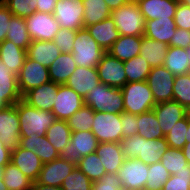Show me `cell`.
Instances as JSON below:
<instances>
[{"instance_id":"f6af8a7d","label":"cell","mask_w":190,"mask_h":190,"mask_svg":"<svg viewBox=\"0 0 190 190\" xmlns=\"http://www.w3.org/2000/svg\"><path fill=\"white\" fill-rule=\"evenodd\" d=\"M173 100L185 108L190 104V73L175 76Z\"/></svg>"},{"instance_id":"1f68e13d","label":"cell","mask_w":190,"mask_h":190,"mask_svg":"<svg viewBox=\"0 0 190 190\" xmlns=\"http://www.w3.org/2000/svg\"><path fill=\"white\" fill-rule=\"evenodd\" d=\"M26 57L27 51L16 46L13 42L5 39L0 43V59L15 75L20 72Z\"/></svg>"},{"instance_id":"94428289","label":"cell","mask_w":190,"mask_h":190,"mask_svg":"<svg viewBox=\"0 0 190 190\" xmlns=\"http://www.w3.org/2000/svg\"><path fill=\"white\" fill-rule=\"evenodd\" d=\"M183 154L185 159L187 160L188 164L190 165V142H187L184 147L182 148Z\"/></svg>"},{"instance_id":"db71d44e","label":"cell","mask_w":190,"mask_h":190,"mask_svg":"<svg viewBox=\"0 0 190 190\" xmlns=\"http://www.w3.org/2000/svg\"><path fill=\"white\" fill-rule=\"evenodd\" d=\"M169 46L183 49L190 47V30L176 28L175 34L173 35Z\"/></svg>"},{"instance_id":"f5cc1de1","label":"cell","mask_w":190,"mask_h":190,"mask_svg":"<svg viewBox=\"0 0 190 190\" xmlns=\"http://www.w3.org/2000/svg\"><path fill=\"white\" fill-rule=\"evenodd\" d=\"M174 22L177 28L190 30V7L178 3L176 13L174 15Z\"/></svg>"},{"instance_id":"30bf717a","label":"cell","mask_w":190,"mask_h":190,"mask_svg":"<svg viewBox=\"0 0 190 190\" xmlns=\"http://www.w3.org/2000/svg\"><path fill=\"white\" fill-rule=\"evenodd\" d=\"M27 32L32 41H53L60 25L53 14L34 12L25 18Z\"/></svg>"},{"instance_id":"8fae6325","label":"cell","mask_w":190,"mask_h":190,"mask_svg":"<svg viewBox=\"0 0 190 190\" xmlns=\"http://www.w3.org/2000/svg\"><path fill=\"white\" fill-rule=\"evenodd\" d=\"M148 172V165L134 158L124 160L117 175L123 190H144Z\"/></svg>"},{"instance_id":"3957f363","label":"cell","mask_w":190,"mask_h":190,"mask_svg":"<svg viewBox=\"0 0 190 190\" xmlns=\"http://www.w3.org/2000/svg\"><path fill=\"white\" fill-rule=\"evenodd\" d=\"M84 105L89 106L94 112L121 114L124 112L122 90L100 83L85 96Z\"/></svg>"},{"instance_id":"8992f818","label":"cell","mask_w":190,"mask_h":190,"mask_svg":"<svg viewBox=\"0 0 190 190\" xmlns=\"http://www.w3.org/2000/svg\"><path fill=\"white\" fill-rule=\"evenodd\" d=\"M116 24L117 30L123 36H143L146 20L143 18L138 3L127 2L110 15Z\"/></svg>"},{"instance_id":"f546056e","label":"cell","mask_w":190,"mask_h":190,"mask_svg":"<svg viewBox=\"0 0 190 190\" xmlns=\"http://www.w3.org/2000/svg\"><path fill=\"white\" fill-rule=\"evenodd\" d=\"M176 28L174 18L149 20L146 21L144 36L170 45V41L175 34Z\"/></svg>"},{"instance_id":"7c38bea8","label":"cell","mask_w":190,"mask_h":190,"mask_svg":"<svg viewBox=\"0 0 190 190\" xmlns=\"http://www.w3.org/2000/svg\"><path fill=\"white\" fill-rule=\"evenodd\" d=\"M175 76L164 66L152 67L146 82L151 89L155 104L173 100Z\"/></svg>"},{"instance_id":"2e32d148","label":"cell","mask_w":190,"mask_h":190,"mask_svg":"<svg viewBox=\"0 0 190 190\" xmlns=\"http://www.w3.org/2000/svg\"><path fill=\"white\" fill-rule=\"evenodd\" d=\"M52 113L58 120L67 121L77 110L84 106V99L72 88L60 85Z\"/></svg>"},{"instance_id":"816d5d0a","label":"cell","mask_w":190,"mask_h":190,"mask_svg":"<svg viewBox=\"0 0 190 190\" xmlns=\"http://www.w3.org/2000/svg\"><path fill=\"white\" fill-rule=\"evenodd\" d=\"M137 122H138L137 115L127 112L121 113V125L123 126L122 139L129 136L137 135L138 133Z\"/></svg>"},{"instance_id":"6f0895ef","label":"cell","mask_w":190,"mask_h":190,"mask_svg":"<svg viewBox=\"0 0 190 190\" xmlns=\"http://www.w3.org/2000/svg\"><path fill=\"white\" fill-rule=\"evenodd\" d=\"M11 159V149L0 140V167H5Z\"/></svg>"},{"instance_id":"5bb4252c","label":"cell","mask_w":190,"mask_h":190,"mask_svg":"<svg viewBox=\"0 0 190 190\" xmlns=\"http://www.w3.org/2000/svg\"><path fill=\"white\" fill-rule=\"evenodd\" d=\"M96 68L101 83L119 89L127 84L124 63L108 52L104 54Z\"/></svg>"},{"instance_id":"a7ac6f4b","label":"cell","mask_w":190,"mask_h":190,"mask_svg":"<svg viewBox=\"0 0 190 190\" xmlns=\"http://www.w3.org/2000/svg\"><path fill=\"white\" fill-rule=\"evenodd\" d=\"M185 52L187 53V55L189 57V65H190V47H188L187 49H185Z\"/></svg>"},{"instance_id":"2644e50d","label":"cell","mask_w":190,"mask_h":190,"mask_svg":"<svg viewBox=\"0 0 190 190\" xmlns=\"http://www.w3.org/2000/svg\"><path fill=\"white\" fill-rule=\"evenodd\" d=\"M139 1L141 0H129V2H136V3H138Z\"/></svg>"},{"instance_id":"cb8c5ba5","label":"cell","mask_w":190,"mask_h":190,"mask_svg":"<svg viewBox=\"0 0 190 190\" xmlns=\"http://www.w3.org/2000/svg\"><path fill=\"white\" fill-rule=\"evenodd\" d=\"M92 38L107 52L113 43L120 37L116 24L112 17H108L99 23L85 27Z\"/></svg>"},{"instance_id":"ffe728a7","label":"cell","mask_w":190,"mask_h":190,"mask_svg":"<svg viewBox=\"0 0 190 190\" xmlns=\"http://www.w3.org/2000/svg\"><path fill=\"white\" fill-rule=\"evenodd\" d=\"M10 162L34 182L38 179L44 164L33 151L21 148L20 146L11 149Z\"/></svg>"},{"instance_id":"91938a15","label":"cell","mask_w":190,"mask_h":190,"mask_svg":"<svg viewBox=\"0 0 190 190\" xmlns=\"http://www.w3.org/2000/svg\"><path fill=\"white\" fill-rule=\"evenodd\" d=\"M30 190H62V188L59 186H48L44 184H39L35 181L33 182Z\"/></svg>"},{"instance_id":"be15d7a7","label":"cell","mask_w":190,"mask_h":190,"mask_svg":"<svg viewBox=\"0 0 190 190\" xmlns=\"http://www.w3.org/2000/svg\"><path fill=\"white\" fill-rule=\"evenodd\" d=\"M9 105L2 99H0V111L7 108Z\"/></svg>"},{"instance_id":"4316f807","label":"cell","mask_w":190,"mask_h":190,"mask_svg":"<svg viewBox=\"0 0 190 190\" xmlns=\"http://www.w3.org/2000/svg\"><path fill=\"white\" fill-rule=\"evenodd\" d=\"M0 99L9 106L22 99L18 89L17 75L7 67L0 59Z\"/></svg>"},{"instance_id":"681fc988","label":"cell","mask_w":190,"mask_h":190,"mask_svg":"<svg viewBox=\"0 0 190 190\" xmlns=\"http://www.w3.org/2000/svg\"><path fill=\"white\" fill-rule=\"evenodd\" d=\"M75 30L60 28L54 37L53 42L57 45L61 53H71L76 37Z\"/></svg>"},{"instance_id":"ba28073f","label":"cell","mask_w":190,"mask_h":190,"mask_svg":"<svg viewBox=\"0 0 190 190\" xmlns=\"http://www.w3.org/2000/svg\"><path fill=\"white\" fill-rule=\"evenodd\" d=\"M99 141L92 131L72 132L70 142L65 146L60 157L77 165L83 156L94 153Z\"/></svg>"},{"instance_id":"7bdbcfd3","label":"cell","mask_w":190,"mask_h":190,"mask_svg":"<svg viewBox=\"0 0 190 190\" xmlns=\"http://www.w3.org/2000/svg\"><path fill=\"white\" fill-rule=\"evenodd\" d=\"M148 171V179L144 190H162L163 185L171 176L170 173L161 162L148 165Z\"/></svg>"},{"instance_id":"4fadbf2b","label":"cell","mask_w":190,"mask_h":190,"mask_svg":"<svg viewBox=\"0 0 190 190\" xmlns=\"http://www.w3.org/2000/svg\"><path fill=\"white\" fill-rule=\"evenodd\" d=\"M50 81L49 70L35 60L26 57L17 75L18 89L23 97L28 91Z\"/></svg>"},{"instance_id":"6da1fadb","label":"cell","mask_w":190,"mask_h":190,"mask_svg":"<svg viewBox=\"0 0 190 190\" xmlns=\"http://www.w3.org/2000/svg\"><path fill=\"white\" fill-rule=\"evenodd\" d=\"M124 159H138L146 165L160 162L161 157L169 149L165 137L145 139L139 135L129 136L121 142Z\"/></svg>"},{"instance_id":"d6986e66","label":"cell","mask_w":190,"mask_h":190,"mask_svg":"<svg viewBox=\"0 0 190 190\" xmlns=\"http://www.w3.org/2000/svg\"><path fill=\"white\" fill-rule=\"evenodd\" d=\"M100 78L96 67L84 68L77 66L74 73L68 78L65 85L72 88L83 99L89 91L100 84Z\"/></svg>"},{"instance_id":"6125c7cd","label":"cell","mask_w":190,"mask_h":190,"mask_svg":"<svg viewBox=\"0 0 190 190\" xmlns=\"http://www.w3.org/2000/svg\"><path fill=\"white\" fill-rule=\"evenodd\" d=\"M4 168L0 167V190H8L3 181Z\"/></svg>"},{"instance_id":"44dd1931","label":"cell","mask_w":190,"mask_h":190,"mask_svg":"<svg viewBox=\"0 0 190 190\" xmlns=\"http://www.w3.org/2000/svg\"><path fill=\"white\" fill-rule=\"evenodd\" d=\"M152 110L164 135L170 132L172 127L186 116L185 107L174 100L158 103Z\"/></svg>"},{"instance_id":"89a4df30","label":"cell","mask_w":190,"mask_h":190,"mask_svg":"<svg viewBox=\"0 0 190 190\" xmlns=\"http://www.w3.org/2000/svg\"><path fill=\"white\" fill-rule=\"evenodd\" d=\"M4 1L3 0H0V9L4 6Z\"/></svg>"},{"instance_id":"003e7915","label":"cell","mask_w":190,"mask_h":190,"mask_svg":"<svg viewBox=\"0 0 190 190\" xmlns=\"http://www.w3.org/2000/svg\"><path fill=\"white\" fill-rule=\"evenodd\" d=\"M186 110V117L190 118V104L185 108Z\"/></svg>"},{"instance_id":"484cf974","label":"cell","mask_w":190,"mask_h":190,"mask_svg":"<svg viewBox=\"0 0 190 190\" xmlns=\"http://www.w3.org/2000/svg\"><path fill=\"white\" fill-rule=\"evenodd\" d=\"M20 147L33 151L43 163L51 162L60 157L46 136L34 134L28 138H21Z\"/></svg>"},{"instance_id":"e0dca14e","label":"cell","mask_w":190,"mask_h":190,"mask_svg":"<svg viewBox=\"0 0 190 190\" xmlns=\"http://www.w3.org/2000/svg\"><path fill=\"white\" fill-rule=\"evenodd\" d=\"M75 166L74 163L63 159L62 157L44 163L36 182L48 186L61 187L63 181L68 175H70Z\"/></svg>"},{"instance_id":"ee69618b","label":"cell","mask_w":190,"mask_h":190,"mask_svg":"<svg viewBox=\"0 0 190 190\" xmlns=\"http://www.w3.org/2000/svg\"><path fill=\"white\" fill-rule=\"evenodd\" d=\"M188 130V118L185 116L179 120L171 131L165 135V139L170 148L182 149L186 142Z\"/></svg>"},{"instance_id":"83f0119b","label":"cell","mask_w":190,"mask_h":190,"mask_svg":"<svg viewBox=\"0 0 190 190\" xmlns=\"http://www.w3.org/2000/svg\"><path fill=\"white\" fill-rule=\"evenodd\" d=\"M168 44L141 36V49L139 55L146 59L150 67L163 66L167 56Z\"/></svg>"},{"instance_id":"e7e4bbea","label":"cell","mask_w":190,"mask_h":190,"mask_svg":"<svg viewBox=\"0 0 190 190\" xmlns=\"http://www.w3.org/2000/svg\"><path fill=\"white\" fill-rule=\"evenodd\" d=\"M186 142H190V118H188V130H187Z\"/></svg>"},{"instance_id":"7a4b0ae2","label":"cell","mask_w":190,"mask_h":190,"mask_svg":"<svg viewBox=\"0 0 190 190\" xmlns=\"http://www.w3.org/2000/svg\"><path fill=\"white\" fill-rule=\"evenodd\" d=\"M15 106L19 116L21 138H28L34 134L45 136L48 127L56 121L52 112L36 109L23 99Z\"/></svg>"},{"instance_id":"03108f58","label":"cell","mask_w":190,"mask_h":190,"mask_svg":"<svg viewBox=\"0 0 190 190\" xmlns=\"http://www.w3.org/2000/svg\"><path fill=\"white\" fill-rule=\"evenodd\" d=\"M178 2L190 7V0H178Z\"/></svg>"},{"instance_id":"9c48e42d","label":"cell","mask_w":190,"mask_h":190,"mask_svg":"<svg viewBox=\"0 0 190 190\" xmlns=\"http://www.w3.org/2000/svg\"><path fill=\"white\" fill-rule=\"evenodd\" d=\"M53 15L60 28L75 31L84 28V6L82 0H57Z\"/></svg>"},{"instance_id":"8d00e7d4","label":"cell","mask_w":190,"mask_h":190,"mask_svg":"<svg viewBox=\"0 0 190 190\" xmlns=\"http://www.w3.org/2000/svg\"><path fill=\"white\" fill-rule=\"evenodd\" d=\"M6 39L27 51L32 40L27 32L25 18L19 16L11 17Z\"/></svg>"},{"instance_id":"9f6ffc18","label":"cell","mask_w":190,"mask_h":190,"mask_svg":"<svg viewBox=\"0 0 190 190\" xmlns=\"http://www.w3.org/2000/svg\"><path fill=\"white\" fill-rule=\"evenodd\" d=\"M57 0H37V11L53 14Z\"/></svg>"},{"instance_id":"f1b7e54d","label":"cell","mask_w":190,"mask_h":190,"mask_svg":"<svg viewBox=\"0 0 190 190\" xmlns=\"http://www.w3.org/2000/svg\"><path fill=\"white\" fill-rule=\"evenodd\" d=\"M140 49L141 36L120 35L107 52L121 62H125L139 55Z\"/></svg>"},{"instance_id":"f35d334b","label":"cell","mask_w":190,"mask_h":190,"mask_svg":"<svg viewBox=\"0 0 190 190\" xmlns=\"http://www.w3.org/2000/svg\"><path fill=\"white\" fill-rule=\"evenodd\" d=\"M128 82L146 81L151 67L140 55L123 62Z\"/></svg>"},{"instance_id":"d590c367","label":"cell","mask_w":190,"mask_h":190,"mask_svg":"<svg viewBox=\"0 0 190 190\" xmlns=\"http://www.w3.org/2000/svg\"><path fill=\"white\" fill-rule=\"evenodd\" d=\"M137 121V135L156 140L165 137L153 110L137 115Z\"/></svg>"},{"instance_id":"603a6c76","label":"cell","mask_w":190,"mask_h":190,"mask_svg":"<svg viewBox=\"0 0 190 190\" xmlns=\"http://www.w3.org/2000/svg\"><path fill=\"white\" fill-rule=\"evenodd\" d=\"M95 153L100 157L107 174H117L125 160L121 143H99Z\"/></svg>"},{"instance_id":"7402d4cb","label":"cell","mask_w":190,"mask_h":190,"mask_svg":"<svg viewBox=\"0 0 190 190\" xmlns=\"http://www.w3.org/2000/svg\"><path fill=\"white\" fill-rule=\"evenodd\" d=\"M178 0H141L138 2L140 12L146 21L174 18Z\"/></svg>"},{"instance_id":"277c9868","label":"cell","mask_w":190,"mask_h":190,"mask_svg":"<svg viewBox=\"0 0 190 190\" xmlns=\"http://www.w3.org/2000/svg\"><path fill=\"white\" fill-rule=\"evenodd\" d=\"M73 59L77 66L97 67L106 51L92 38L86 28L78 29L73 43Z\"/></svg>"},{"instance_id":"b9f144b4","label":"cell","mask_w":190,"mask_h":190,"mask_svg":"<svg viewBox=\"0 0 190 190\" xmlns=\"http://www.w3.org/2000/svg\"><path fill=\"white\" fill-rule=\"evenodd\" d=\"M160 162L167 169L170 175H175L181 170H187V165H189L184 157L182 149L170 147L161 157Z\"/></svg>"},{"instance_id":"d4e9b609","label":"cell","mask_w":190,"mask_h":190,"mask_svg":"<svg viewBox=\"0 0 190 190\" xmlns=\"http://www.w3.org/2000/svg\"><path fill=\"white\" fill-rule=\"evenodd\" d=\"M61 52L53 41H31L27 49V57L49 68L60 56Z\"/></svg>"},{"instance_id":"ac0fdd59","label":"cell","mask_w":190,"mask_h":190,"mask_svg":"<svg viewBox=\"0 0 190 190\" xmlns=\"http://www.w3.org/2000/svg\"><path fill=\"white\" fill-rule=\"evenodd\" d=\"M58 89L59 84L49 81L28 91L22 99L36 109L52 112Z\"/></svg>"},{"instance_id":"836d02e7","label":"cell","mask_w":190,"mask_h":190,"mask_svg":"<svg viewBox=\"0 0 190 190\" xmlns=\"http://www.w3.org/2000/svg\"><path fill=\"white\" fill-rule=\"evenodd\" d=\"M71 134L72 131L67 121L56 119V121L48 127L45 136L57 152L61 154L65 146L70 142Z\"/></svg>"},{"instance_id":"74e56055","label":"cell","mask_w":190,"mask_h":190,"mask_svg":"<svg viewBox=\"0 0 190 190\" xmlns=\"http://www.w3.org/2000/svg\"><path fill=\"white\" fill-rule=\"evenodd\" d=\"M3 181L8 190H30L34 182L11 162L4 167Z\"/></svg>"},{"instance_id":"680465c9","label":"cell","mask_w":190,"mask_h":190,"mask_svg":"<svg viewBox=\"0 0 190 190\" xmlns=\"http://www.w3.org/2000/svg\"><path fill=\"white\" fill-rule=\"evenodd\" d=\"M111 11L117 10L121 6H124L129 0H104Z\"/></svg>"},{"instance_id":"4dcf8cb0","label":"cell","mask_w":190,"mask_h":190,"mask_svg":"<svg viewBox=\"0 0 190 190\" xmlns=\"http://www.w3.org/2000/svg\"><path fill=\"white\" fill-rule=\"evenodd\" d=\"M77 64L72 53H61L60 56L48 68L50 81L64 85L74 73Z\"/></svg>"},{"instance_id":"60d3db41","label":"cell","mask_w":190,"mask_h":190,"mask_svg":"<svg viewBox=\"0 0 190 190\" xmlns=\"http://www.w3.org/2000/svg\"><path fill=\"white\" fill-rule=\"evenodd\" d=\"M93 121L94 111L84 105L67 120V124L72 132L91 131Z\"/></svg>"},{"instance_id":"d6a6232c","label":"cell","mask_w":190,"mask_h":190,"mask_svg":"<svg viewBox=\"0 0 190 190\" xmlns=\"http://www.w3.org/2000/svg\"><path fill=\"white\" fill-rule=\"evenodd\" d=\"M163 66L174 76L190 73L189 57L183 48L168 46Z\"/></svg>"},{"instance_id":"bcb514c9","label":"cell","mask_w":190,"mask_h":190,"mask_svg":"<svg viewBox=\"0 0 190 190\" xmlns=\"http://www.w3.org/2000/svg\"><path fill=\"white\" fill-rule=\"evenodd\" d=\"M93 182L77 167L63 181L62 190H91Z\"/></svg>"},{"instance_id":"7dc6e473","label":"cell","mask_w":190,"mask_h":190,"mask_svg":"<svg viewBox=\"0 0 190 190\" xmlns=\"http://www.w3.org/2000/svg\"><path fill=\"white\" fill-rule=\"evenodd\" d=\"M5 6L13 14L27 18L37 11V0H5Z\"/></svg>"},{"instance_id":"e575fe53","label":"cell","mask_w":190,"mask_h":190,"mask_svg":"<svg viewBox=\"0 0 190 190\" xmlns=\"http://www.w3.org/2000/svg\"><path fill=\"white\" fill-rule=\"evenodd\" d=\"M84 6V28L110 17L111 10L104 0H82Z\"/></svg>"},{"instance_id":"11a10c76","label":"cell","mask_w":190,"mask_h":190,"mask_svg":"<svg viewBox=\"0 0 190 190\" xmlns=\"http://www.w3.org/2000/svg\"><path fill=\"white\" fill-rule=\"evenodd\" d=\"M12 16L13 14L5 5L0 9V43L6 39L7 32L9 30L10 19Z\"/></svg>"},{"instance_id":"5b68a950","label":"cell","mask_w":190,"mask_h":190,"mask_svg":"<svg viewBox=\"0 0 190 190\" xmlns=\"http://www.w3.org/2000/svg\"><path fill=\"white\" fill-rule=\"evenodd\" d=\"M124 112L140 115L155 107V100L146 81L128 82L122 88Z\"/></svg>"},{"instance_id":"52a82bcc","label":"cell","mask_w":190,"mask_h":190,"mask_svg":"<svg viewBox=\"0 0 190 190\" xmlns=\"http://www.w3.org/2000/svg\"><path fill=\"white\" fill-rule=\"evenodd\" d=\"M122 129L121 114L94 112V121L91 131L98 139L99 143H121Z\"/></svg>"},{"instance_id":"9a60e30c","label":"cell","mask_w":190,"mask_h":190,"mask_svg":"<svg viewBox=\"0 0 190 190\" xmlns=\"http://www.w3.org/2000/svg\"><path fill=\"white\" fill-rule=\"evenodd\" d=\"M0 140L10 149L21 145L20 122L15 104L0 111Z\"/></svg>"},{"instance_id":"f907efd6","label":"cell","mask_w":190,"mask_h":190,"mask_svg":"<svg viewBox=\"0 0 190 190\" xmlns=\"http://www.w3.org/2000/svg\"><path fill=\"white\" fill-rule=\"evenodd\" d=\"M91 190H123L117 174H105L99 181H94Z\"/></svg>"},{"instance_id":"c3c4849f","label":"cell","mask_w":190,"mask_h":190,"mask_svg":"<svg viewBox=\"0 0 190 190\" xmlns=\"http://www.w3.org/2000/svg\"><path fill=\"white\" fill-rule=\"evenodd\" d=\"M162 190H190V165H187V170L171 175Z\"/></svg>"},{"instance_id":"ab89813d","label":"cell","mask_w":190,"mask_h":190,"mask_svg":"<svg viewBox=\"0 0 190 190\" xmlns=\"http://www.w3.org/2000/svg\"><path fill=\"white\" fill-rule=\"evenodd\" d=\"M92 182L99 181L106 171L102 165L100 157L94 152L83 156L76 165Z\"/></svg>"}]
</instances>
